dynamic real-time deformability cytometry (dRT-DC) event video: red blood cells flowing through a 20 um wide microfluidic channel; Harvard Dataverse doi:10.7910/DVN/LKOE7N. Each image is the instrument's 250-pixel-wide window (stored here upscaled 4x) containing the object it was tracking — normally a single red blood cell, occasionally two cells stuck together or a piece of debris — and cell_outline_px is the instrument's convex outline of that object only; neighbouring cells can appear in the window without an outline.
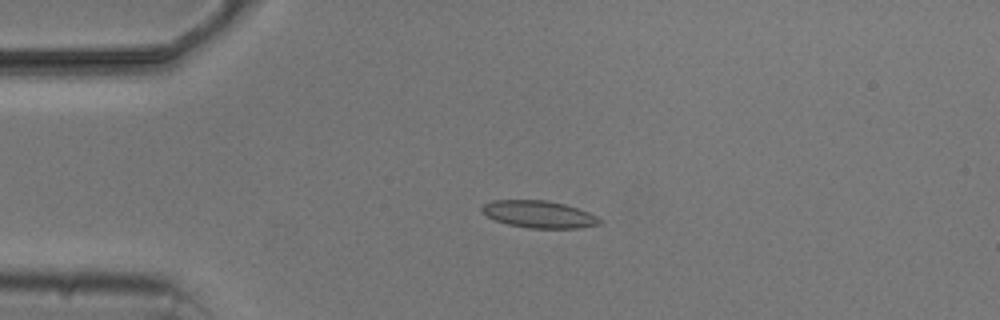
{"species": "common noctule bat (a hibernating species)", "species_latin": "Nyctalus noctula", "temperature_condition": "cold", "stored_images_in_passage": 4, "camera_frame_rate_fps": 3000, "um_per_image_px": 0.085, "animal": {"sex": "male", "body_mass_g": 20.5, "forearm_length_mm": 52.5}, "frame": {"image": 1, "passage_image": 3, "time_ms": 2.333, "image_size_px": [1000, 320], "cell_outline_px": [[604, 220], [600, 224], [580, 228], [528, 228], [508, 224], [496, 220], [480, 212], [480, 208], [484, 204], [492, 200], [548, 200], [564, 204], [588, 212]], "centroid_in_image_um": [45.81, 18.21], "position_along_channel_um": 39.2, "area_um2": 18.67}}